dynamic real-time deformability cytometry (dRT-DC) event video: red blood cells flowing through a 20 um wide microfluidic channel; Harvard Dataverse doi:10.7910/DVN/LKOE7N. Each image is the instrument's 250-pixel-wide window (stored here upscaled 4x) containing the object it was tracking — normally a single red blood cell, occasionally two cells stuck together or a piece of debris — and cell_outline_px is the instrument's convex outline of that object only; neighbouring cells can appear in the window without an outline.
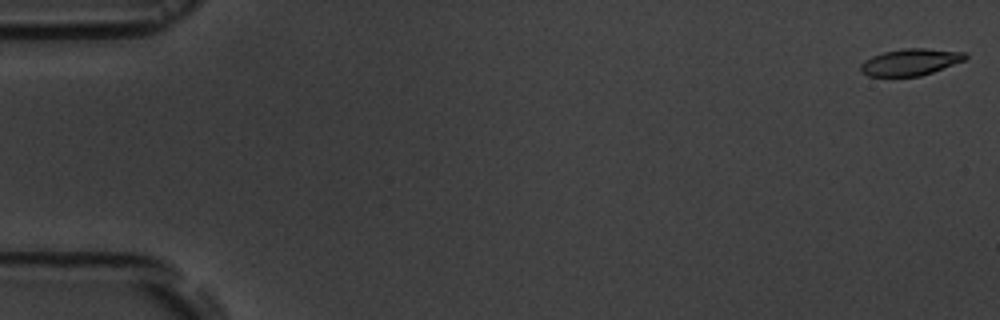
{"species": "common noctule bat (a hibernating species)", "species_latin": "Nyctalus noctula", "temperature_condition": "room temperature", "stored_images_in_passage": 17, "camera_frame_rate_fps": 3000, "um_per_image_px": 0.085, "animal": {"sex": "male", "body_mass_g": 19.5, "forearm_length_mm": 54.6}, "frame": {"image": 1, "passage_image": 1, "time_ms": 0.0, "image_size_px": [1000, 320], "cell_outline_px": [[968, 56], [964, 60], [932, 72], [920, 76], [868, 76], [860, 72], [860, 64], [864, 60], [872, 56], [884, 52], [904, 48], [924, 48], [964, 52]], "centroid_in_image_um": [77.34, 5.27], "position_along_channel_um": 7.7, "area_um2": 16.18}}
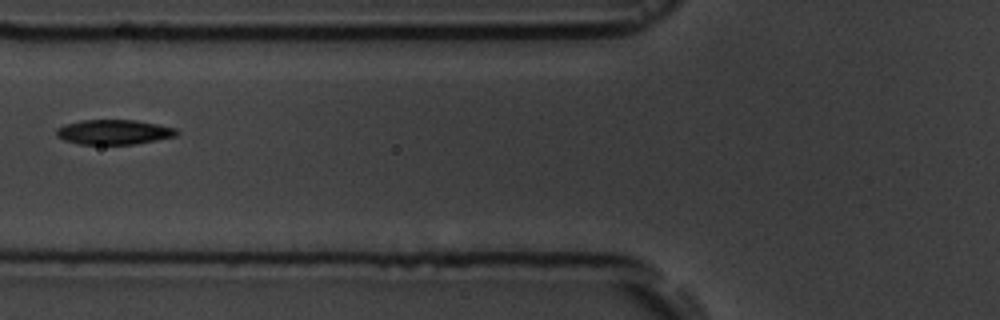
{"frame": {"image": 2, "passage_image": 7, "time_ms": 7.0, "image_size_px": [1000, 320], "cell_outline_px": [[180, 132], [176, 136], [136, 144], [80, 144], [64, 140], [56, 136], [56, 128], [64, 124], [80, 120], [136, 120], [176, 128]], "centroid_in_image_um": [9.66, 11.22], "position_along_channel_um": 116.1, "area_um2": 17.46}}
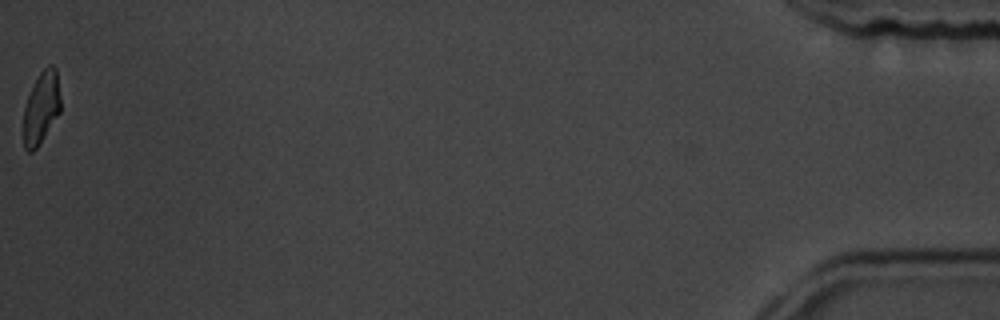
{"frame": {"image": 3, "passage_image": 17, "time_ms": 18.333, "image_size_px": [1000, 320], "cell_outline_px": [[60, 112], [36, 148], [32, 152], [28, 152], [24, 148], [24, 108], [28, 96], [40, 72], [48, 64], [52, 64], [56, 68], [60, 96]], "centroid_in_image_um": [3.52, 9.14], "position_along_channel_um": 431.7, "area_um2": 15.32}, "authors_computed_cell_mechanics": {"area_um2": 17.051, "velocity_mm_per_s": 3.6714, "shape_relaxation_time_tau1_ms": 2.6127, "shape_relaxation_time_tau2_ms": 3.8741, "deformation_change_tau1": 0.119, "deformation_change_tau2": 0.0926}}